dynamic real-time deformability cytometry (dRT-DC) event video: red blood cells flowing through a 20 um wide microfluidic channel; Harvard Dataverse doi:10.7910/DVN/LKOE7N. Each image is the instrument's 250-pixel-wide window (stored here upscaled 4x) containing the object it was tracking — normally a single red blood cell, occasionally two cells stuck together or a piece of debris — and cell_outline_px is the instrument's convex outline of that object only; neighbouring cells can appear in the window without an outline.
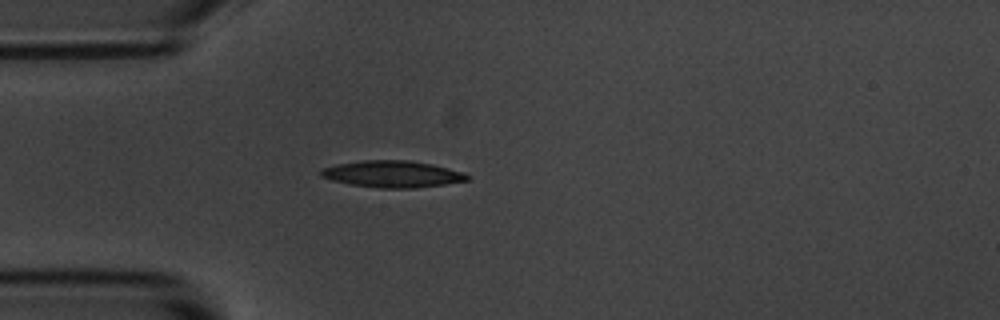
{"species": "common noctule bat (a hibernating species)", "species_latin": "Nyctalus noctula", "temperature_condition": "room temperature", "stored_images_in_passage": 5, "camera_frame_rate_fps": 3000, "um_per_image_px": 0.085, "animal": {"sex": "male", "body_mass_g": 20.1, "forearm_length_mm": 53.5}, "frame": {"image": 1, "passage_image": 5, "time_ms": 4.333, "image_size_px": [1000, 320], "cell_outline_px": [[468, 180], [444, 184], [416, 188], [380, 188], [348, 184], [332, 180], [320, 176], [320, 168], [336, 164], [364, 160], [408, 160], [432, 164], [464, 172], [468, 176]], "centroid_in_image_um": [33.31, 14.79], "position_along_channel_um": 51.7, "area_um2": 22.77}}